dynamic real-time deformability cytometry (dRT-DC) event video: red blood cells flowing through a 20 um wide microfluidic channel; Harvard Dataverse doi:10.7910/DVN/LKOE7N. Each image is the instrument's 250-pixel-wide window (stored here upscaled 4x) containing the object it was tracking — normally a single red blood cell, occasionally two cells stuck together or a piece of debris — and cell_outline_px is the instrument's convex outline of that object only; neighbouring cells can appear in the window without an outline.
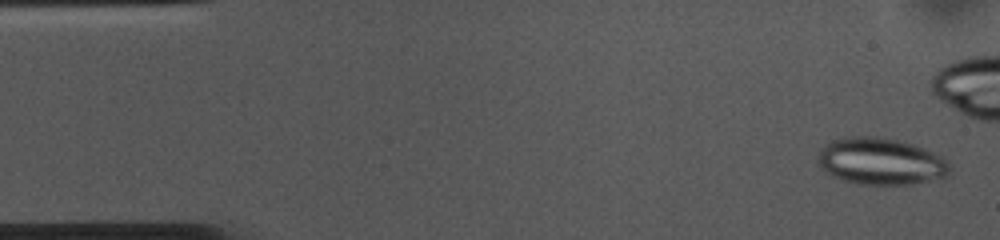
{"species": "common noctule bat (a hibernating species)", "species_latin": "Nyctalus noctula", "temperature_condition": "cold", "stored_images_in_passage": 55, "camera_frame_rate_fps": 3000, "um_per_image_px": 0.085, "animal": {"sex": "female", "body_mass_g": 10.0, "forearm_length_mm": 53.1}, "frame": {"image": 1, "passage_image": 2, "time_ms": 0.333, "image_size_px": [1000, 240], "cell_outline_px": [[952, 168], [944, 176], [932, 180], [912, 184], [856, 184], [840, 180], [824, 172], [820, 168], [820, 148], [832, 140], [840, 136], [880, 136], [912, 144], [924, 148], [940, 156]], "centroid_in_image_um": [74.81, 13.71], "position_along_channel_um": 10.2, "area_um2": 36.01}}
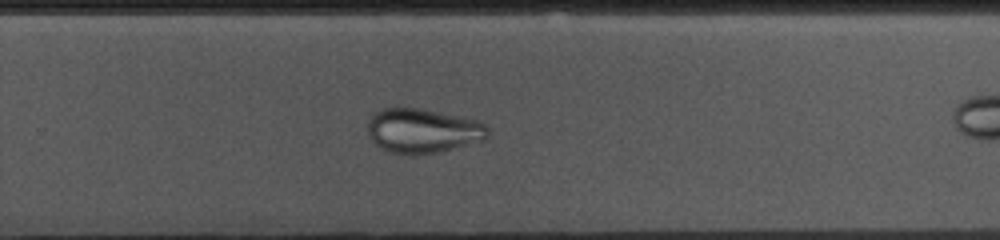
{"frame": {"image": 2, "passage_image": 34, "time_ms": 11.0, "image_size_px": [1000, 240], "cell_outline_px": [[488, 136], [484, 140], [440, 152], [416, 156], [412, 156], [388, 152], [380, 148], [368, 136], [368, 120], [380, 108], [420, 108], [476, 120], [484, 124], [488, 128]], "centroid_in_image_um": [35.91, 11.14], "position_along_channel_um": 293.9, "area_um2": 31.39}}
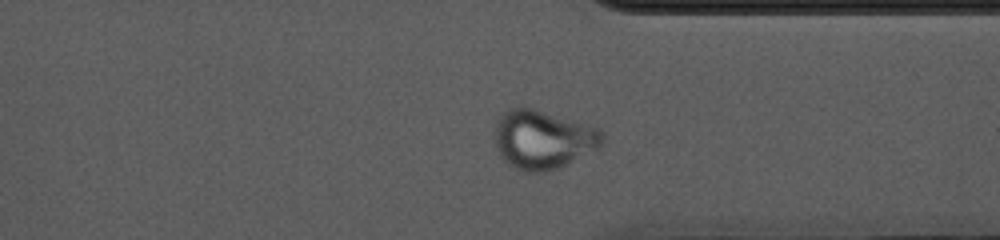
{"frame": {"image": 3, "passage_image": 40, "time_ms": 13.0, "image_size_px": [1000, 240], "cell_outline_px": [[604, 144], [560, 168], [548, 172], [524, 172], [508, 164], [504, 160], [496, 148], [496, 120], [504, 112], [512, 108], [532, 108], [600, 128], [604, 136]], "centroid_in_image_um": [46.17, 11.88], "position_along_channel_um": 365.2, "area_um2": 36.7}}